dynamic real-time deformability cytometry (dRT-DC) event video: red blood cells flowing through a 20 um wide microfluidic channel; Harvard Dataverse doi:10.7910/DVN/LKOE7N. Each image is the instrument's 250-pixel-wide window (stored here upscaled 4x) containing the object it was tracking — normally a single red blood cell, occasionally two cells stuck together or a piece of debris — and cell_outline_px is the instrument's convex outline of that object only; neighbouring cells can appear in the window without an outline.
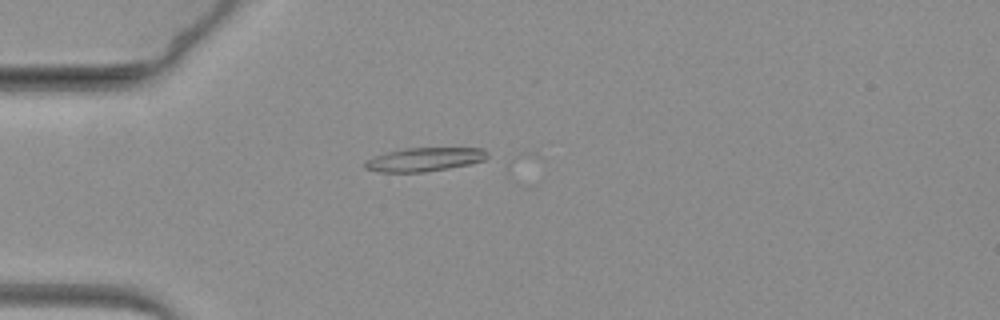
{"species": "common noctule bat (a hibernating species)", "species_latin": "Nyctalus noctula", "temperature_condition": "warm", "stored_images_in_passage": 17, "camera_frame_rate_fps": 3000, "um_per_image_px": 0.085, "animal": {"sex": "female", "body_mass_g": 19.3, "forearm_length_mm": 54.1}, "frame": {"image": 1, "passage_image": 12, "time_ms": 3.667, "image_size_px": [1000, 320], "cell_outline_px": [[488, 156], [484, 160], [468, 164], [448, 168], [424, 172], [380, 172], [364, 168], [364, 160], [388, 152], [404, 148], [484, 148], [488, 152]], "centroid_in_image_um": [36.07, 13.55], "position_along_channel_um": 48.9, "area_um2": 16.82}}